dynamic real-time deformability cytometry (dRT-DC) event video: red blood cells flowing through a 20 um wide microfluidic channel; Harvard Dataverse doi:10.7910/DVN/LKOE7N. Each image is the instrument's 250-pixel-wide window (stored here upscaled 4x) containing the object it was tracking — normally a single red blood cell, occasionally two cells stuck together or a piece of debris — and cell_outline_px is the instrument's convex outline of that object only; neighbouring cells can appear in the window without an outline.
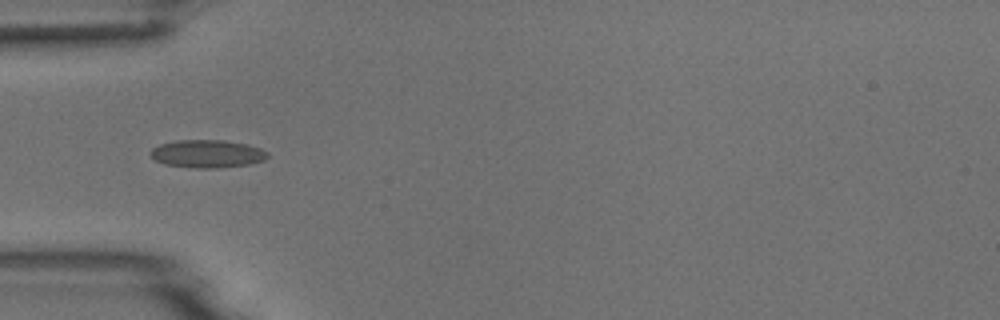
{"species": "common noctule bat (a hibernating species)", "species_latin": "Nyctalus noctula", "temperature_condition": "room temperature", "stored_images_in_passage": 8, "camera_frame_rate_fps": 3000, "um_per_image_px": 0.085, "animal": {"sex": "male", "body_mass_g": 18.8}, "frame": {"image": 1, "passage_image": 5, "time_ms": 5.333, "image_size_px": [1000, 320], "cell_outline_px": [[268, 156], [264, 160], [248, 164], [216, 168], [196, 168], [164, 164], [156, 160], [148, 152], [152, 148], [160, 144], [176, 140], [224, 140], [248, 144], [260, 148], [268, 152]], "centroid_in_image_um": [17.61, 13.06], "position_along_channel_um": 67.4, "area_um2": 19.02}}